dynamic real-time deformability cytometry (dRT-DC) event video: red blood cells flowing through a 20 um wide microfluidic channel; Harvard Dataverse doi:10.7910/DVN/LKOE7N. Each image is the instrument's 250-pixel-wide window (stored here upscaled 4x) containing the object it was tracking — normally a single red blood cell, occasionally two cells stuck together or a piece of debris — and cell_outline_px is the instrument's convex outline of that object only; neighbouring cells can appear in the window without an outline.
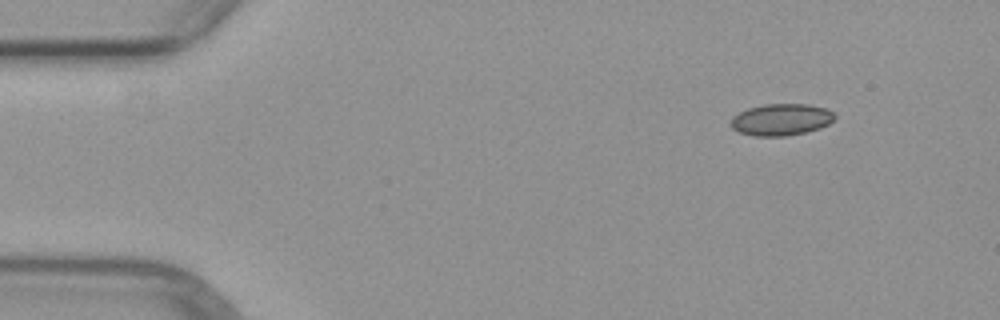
{"species": "common noctule bat (a hibernating species)", "species_latin": "Nyctalus noctula", "temperature_condition": "warm", "stored_images_in_passage": 6, "camera_frame_rate_fps": 3000, "um_per_image_px": 0.085, "animal": {"sex": "female", "body_mass_g": 29.2, "forearm_length_mm": 56.3}, "frame": {"image": 1, "passage_image": 1, "time_ms": 0.0, "image_size_px": [1000, 320], "cell_outline_px": [[836, 116], [828, 124], [820, 128], [804, 132], [784, 136], [752, 136], [740, 132], [732, 128], [728, 124], [732, 116], [748, 108], [764, 104], [808, 104], [828, 108]], "centroid_in_image_um": [66.37, 10.16], "position_along_channel_um": 18.6, "area_um2": 19.31}}
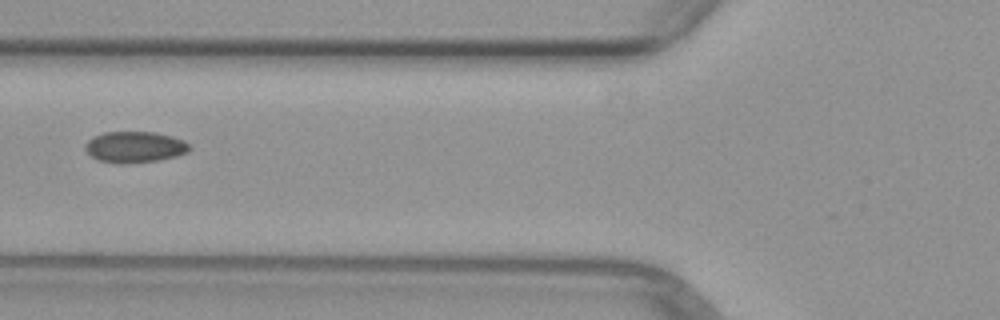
{"frame": {"image": 2, "passage_image": 5, "time_ms": 4.667, "image_size_px": [1000, 320], "cell_outline_px": [[192, 148], [188, 152], [176, 156], [160, 160], [124, 164], [116, 164], [96, 160], [84, 148], [84, 144], [88, 140], [104, 132], [156, 132], [172, 136], [184, 140]], "centroid_in_image_um": [11.46, 12.51], "position_along_channel_um": 114.3, "area_um2": 19.13}}
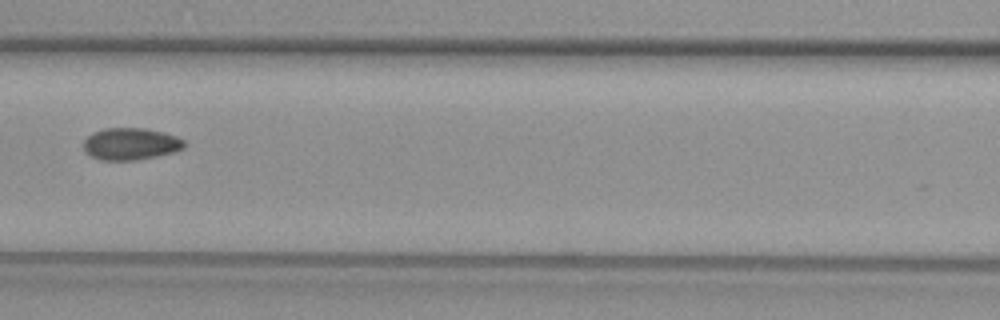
{"frame": {"image": 3, "passage_image": 6, "time_ms": 5.667, "image_size_px": [1000, 320], "cell_outline_px": [[184, 148], [172, 152], [156, 156], [136, 160], [100, 160], [92, 156], [84, 148], [84, 140], [92, 132], [104, 128], [144, 128], [164, 132], [176, 136], [184, 140]], "centroid_in_image_um": [11.1, 12.22], "position_along_channel_um": 155.5, "area_um2": 18.67}}